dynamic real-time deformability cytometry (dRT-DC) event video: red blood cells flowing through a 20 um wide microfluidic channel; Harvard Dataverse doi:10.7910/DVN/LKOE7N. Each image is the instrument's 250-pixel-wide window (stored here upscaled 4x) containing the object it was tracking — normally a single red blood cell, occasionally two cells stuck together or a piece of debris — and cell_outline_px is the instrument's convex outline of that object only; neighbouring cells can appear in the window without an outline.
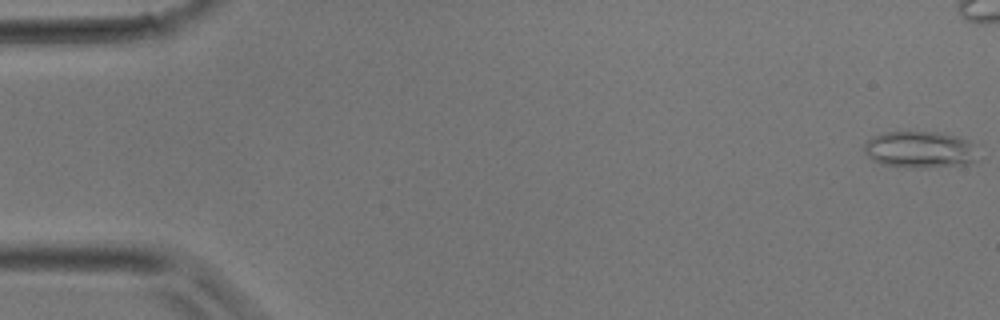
{"species": "common noctule bat (a hibernating species)", "species_latin": "Nyctalus noctula", "temperature_condition": "room temperature", "stored_images_in_passage": 40, "camera_frame_rate_fps": 3000, "um_per_image_px": 0.085, "animal": {"sex": "male", "body_mass_g": 17.9}, "frame": {"image": 1, "passage_image": 1, "time_ms": 0.0, "image_size_px": [1000, 320], "cell_outline_px": [[976, 160], [968, 164], [924, 168], [912, 168], [884, 164], [872, 160], [864, 152], [864, 144], [872, 136], [884, 132], [936, 132], [956, 136], [968, 140], [976, 144]], "centroid_in_image_um": [78.2, 12.72], "position_along_channel_um": 6.8, "area_um2": 24.51}}
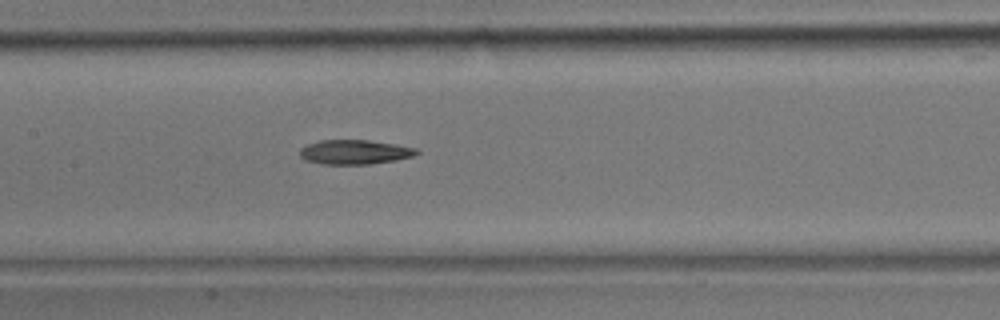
{"frame": {"image": 2, "passage_image": 19, "time_ms": 6.0, "image_size_px": [1000, 320], "cell_outline_px": [[420, 152], [412, 156], [396, 160], [372, 164], [320, 164], [304, 160], [300, 156], [300, 148], [308, 144], [320, 140], [368, 140], [416, 148]], "centroid_in_image_um": [30.11, 12.93], "position_along_channel_um": 177.3, "area_um2": 16.59}}
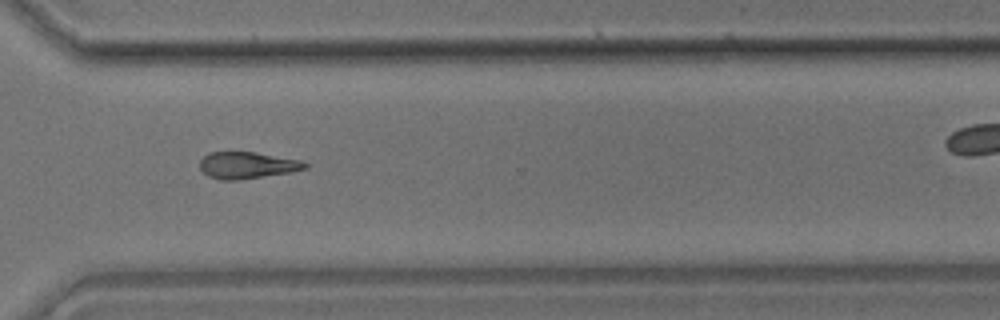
{"frame": {"image": 3, "passage_image": 29, "time_ms": 9.333, "image_size_px": [1000, 320], "cell_outline_px": [[308, 168], [288, 172], [240, 180], [220, 180], [208, 176], [200, 168], [200, 160], [208, 152], [256, 152], [300, 160], [308, 164]], "centroid_in_image_um": [20.99, 14.04], "position_along_channel_um": 349.6, "area_um2": 16.3}}